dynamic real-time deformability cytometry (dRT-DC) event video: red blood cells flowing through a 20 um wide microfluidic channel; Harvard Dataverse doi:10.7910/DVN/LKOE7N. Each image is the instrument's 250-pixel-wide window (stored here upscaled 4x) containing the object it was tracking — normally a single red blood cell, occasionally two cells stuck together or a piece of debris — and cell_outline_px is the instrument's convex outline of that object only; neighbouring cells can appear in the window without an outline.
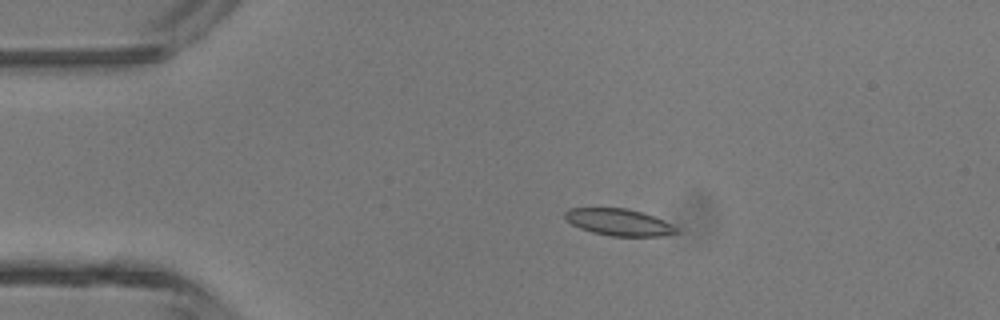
{"species": "common noctule bat (a hibernating species)", "species_latin": "Nyctalus noctula", "temperature_condition": "room temperature", "stored_images_in_passage": 5, "camera_frame_rate_fps": 3000, "um_per_image_px": 0.085, "animal": {"sex": "male", "body_mass_g": 13.3}, "frame": {"image": 1, "passage_image": 3, "time_ms": 0.667, "image_size_px": [1000, 320], "cell_outline_px": [[676, 232], [660, 236], [612, 236], [592, 232], [580, 228], [572, 224], [564, 216], [564, 212], [568, 208], [628, 208], [644, 212], [664, 220], [676, 228]], "centroid_in_image_um": [52.57, 18.87], "position_along_channel_um": 32.4, "area_um2": 17.28}}
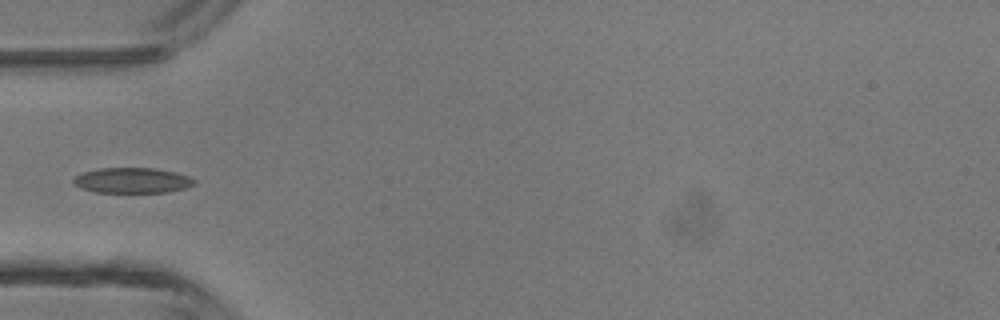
{"frame": {"image": 2, "passage_image": 5, "time_ms": 1.333, "image_size_px": [1000, 320], "cell_outline_px": [[196, 184], [188, 188], [168, 192], [96, 192], [80, 188], [72, 184], [72, 180], [76, 176], [84, 172], [100, 168], [156, 168], [176, 172], [188, 176], [196, 180]], "centroid_in_image_um": [11.27, 15.34], "position_along_channel_um": 73.7, "area_um2": 18.03}}